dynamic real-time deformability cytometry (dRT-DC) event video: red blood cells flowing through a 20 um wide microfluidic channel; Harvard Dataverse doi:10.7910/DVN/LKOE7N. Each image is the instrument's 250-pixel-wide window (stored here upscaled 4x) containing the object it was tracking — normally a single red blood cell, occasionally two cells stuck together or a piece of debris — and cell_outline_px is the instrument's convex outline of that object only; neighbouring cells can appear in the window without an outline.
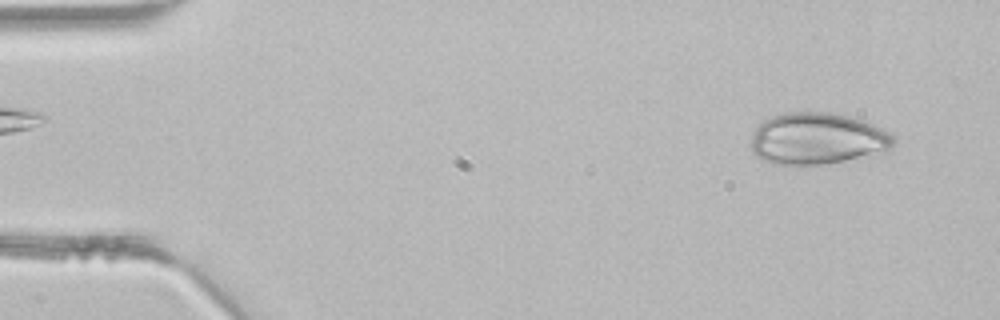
{"species": "common noctule bat (a hibernating species)", "species_latin": "Nyctalus noctula", "temperature_condition": "room temperature", "stored_images_in_passage": 2, "camera_frame_rate_fps": 3000, "um_per_image_px": 0.085, "animal": {"sex": "male", "body_mass_g": 21.5, "forearm_length_mm": 52.0}, "frame": {"image": 1, "passage_image": 2, "time_ms": 0.333, "image_size_px": [1000, 320], "cell_outline_px": [[896, 140], [892, 148], [888, 152], [824, 164], [772, 164], [756, 156], [752, 152], [752, 132], [764, 120], [772, 116], [784, 112], [828, 112], [852, 116], [864, 120], [888, 132]], "centroid_in_image_um": [69.49, 11.78], "position_along_channel_um": 15.5, "area_um2": 43.18}}